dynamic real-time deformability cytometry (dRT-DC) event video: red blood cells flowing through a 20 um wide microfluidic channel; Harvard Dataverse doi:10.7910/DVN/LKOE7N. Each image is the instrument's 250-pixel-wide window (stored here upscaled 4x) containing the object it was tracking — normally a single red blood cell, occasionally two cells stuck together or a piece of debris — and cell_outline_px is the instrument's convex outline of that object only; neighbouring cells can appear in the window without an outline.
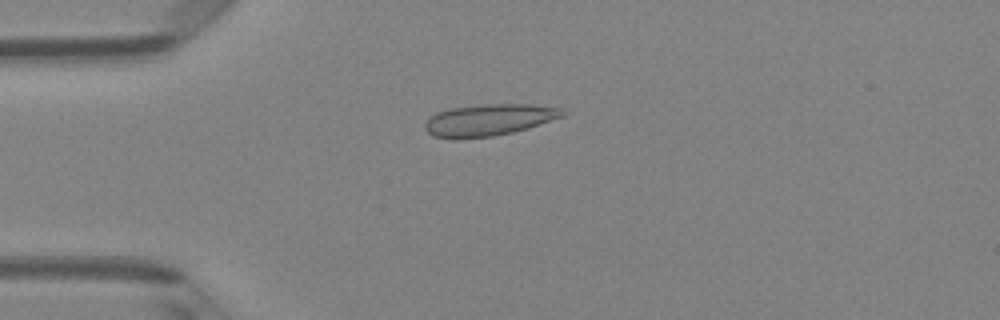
{"species": "Egyptian fruit bat (a non-hibernating species)", "species_latin": "Rousettus aegyptiacus", "temperature_condition": "room temperature", "stored_images_in_passage": 5, "camera_frame_rate_fps": 3000, "um_per_image_px": 0.085, "animal": {"sex": "female"}, "frame": {"image": 1, "passage_image": 3, "time_ms": 0.667, "image_size_px": [1000, 320], "cell_outline_px": [[568, 112], [564, 116], [528, 128], [512, 132], [492, 136], [452, 140], [432, 136], [424, 128], [424, 124], [436, 112], [452, 108], [488, 104], [532, 104], [564, 108]], "centroid_in_image_um": [41.57, 10.2], "position_along_channel_um": 43.4, "area_um2": 25.61}}
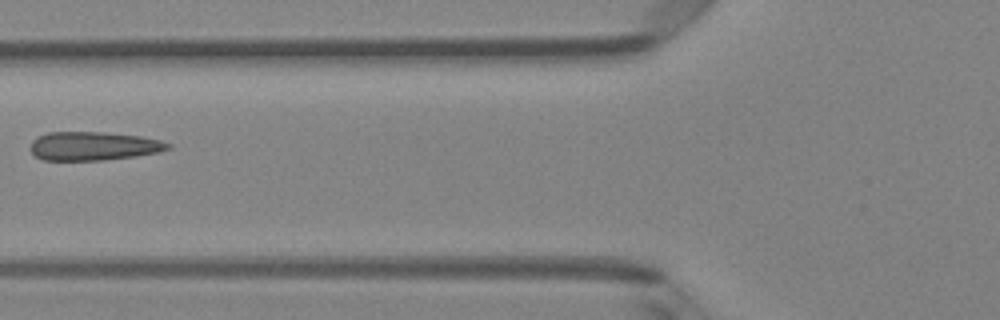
{"frame": {"image": 2, "passage_image": 5, "time_ms": 1.333, "image_size_px": [1000, 320], "cell_outline_px": [[172, 148], [160, 152], [136, 156], [104, 160], [44, 160], [36, 156], [28, 148], [32, 140], [36, 136], [48, 132], [104, 132], [140, 136], [160, 140], [172, 144]], "centroid_in_image_um": [7.94, 12.41], "position_along_channel_um": 117.9, "area_um2": 23.24}}